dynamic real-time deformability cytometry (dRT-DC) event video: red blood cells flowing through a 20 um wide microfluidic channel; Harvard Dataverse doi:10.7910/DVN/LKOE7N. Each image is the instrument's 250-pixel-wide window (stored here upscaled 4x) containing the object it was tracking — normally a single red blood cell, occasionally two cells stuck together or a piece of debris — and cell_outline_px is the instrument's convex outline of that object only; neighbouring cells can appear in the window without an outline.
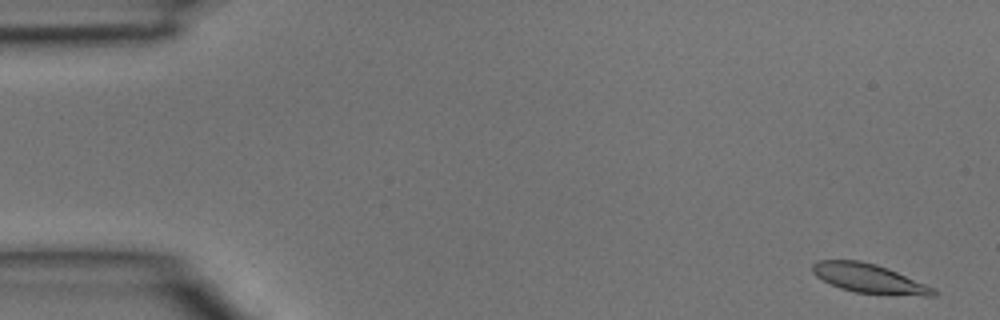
{"species": "common noctule bat (a hibernating species)", "species_latin": "Nyctalus noctula", "temperature_condition": "room temperature", "stored_images_in_passage": 5, "camera_frame_rate_fps": 3000, "um_per_image_px": 0.085, "animal": {"sex": "male", "body_mass_g": 15.6}, "frame": {"image": 1, "passage_image": 1, "time_ms": 0.0, "image_size_px": [1000, 320], "cell_outline_px": [[940, 292], [936, 296], [924, 296], [856, 292], [840, 288], [816, 276], [812, 272], [812, 264], [820, 260], [860, 260], [876, 264], [888, 268], [936, 288]], "centroid_in_image_um": [73.93, 23.67], "position_along_channel_um": 11.1, "area_um2": 20.52}}